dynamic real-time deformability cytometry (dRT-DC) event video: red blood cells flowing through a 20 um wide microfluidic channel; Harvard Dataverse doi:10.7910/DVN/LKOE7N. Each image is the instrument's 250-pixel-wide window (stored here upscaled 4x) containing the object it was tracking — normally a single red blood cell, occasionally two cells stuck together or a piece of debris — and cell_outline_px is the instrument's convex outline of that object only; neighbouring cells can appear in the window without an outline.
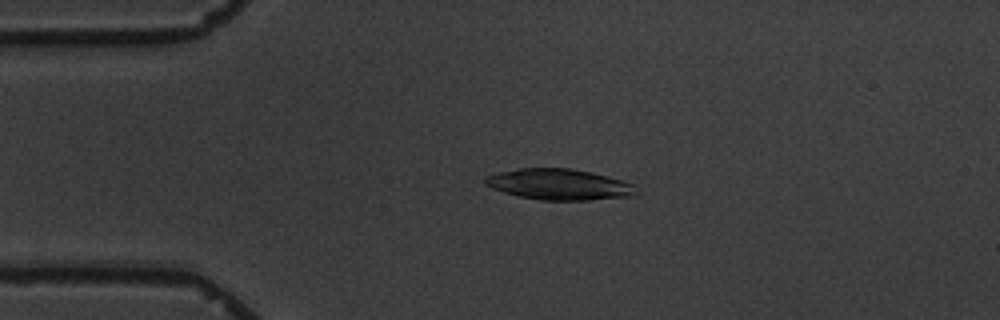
{"species": "common noctule bat (a hibernating species)", "species_latin": "Nyctalus noctula", "temperature_condition": "warm", "stored_images_in_passage": 4, "camera_frame_rate_fps": 3000, "um_per_image_px": 0.085, "animal": {"sex": "male", "body_mass_g": 19.5, "forearm_length_mm": 54.6}, "frame": {"image": 1, "passage_image": 3, "time_ms": 3.333, "image_size_px": [1000, 320], "cell_outline_px": [[636, 196], [588, 200], [540, 200], [520, 196], [504, 192], [492, 188], [484, 184], [484, 176], [516, 168], [572, 168], [592, 172], [608, 176], [636, 184]], "centroid_in_image_um": [47.55, 15.67], "position_along_channel_um": 37.4, "area_um2": 27.46}}